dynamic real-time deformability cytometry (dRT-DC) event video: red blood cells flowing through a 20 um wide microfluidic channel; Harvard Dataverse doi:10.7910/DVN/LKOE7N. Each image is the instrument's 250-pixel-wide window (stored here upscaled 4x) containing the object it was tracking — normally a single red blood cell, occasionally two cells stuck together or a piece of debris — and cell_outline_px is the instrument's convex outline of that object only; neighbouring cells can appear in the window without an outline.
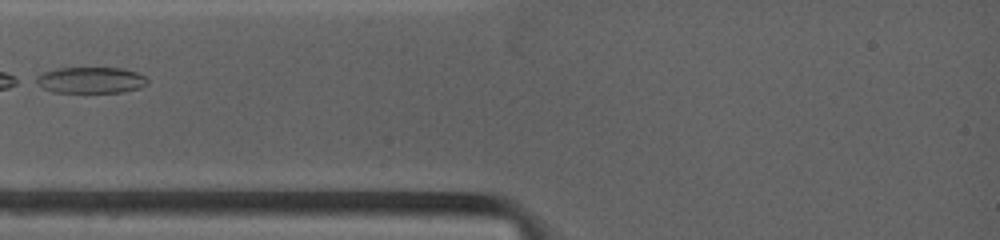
{"species": "common noctule bat (a hibernating species)", "species_latin": "Nyctalus noctula", "temperature_condition": "warm", "stored_images_in_passage": 27, "camera_frame_rate_fps": 4500, "um_per_image_px": 0.085, "animal": {"sex": "female", "body_mass_g": 19.0, "forearm_length_mm": 53.3}, "frame": {"image": 1, "passage_image": 1, "time_ms": 0.0, "image_size_px": [1000, 240], "cell_outline_px": [[148, 84], [140, 88], [124, 92], [52, 92], [28, 80], [44, 72], [56, 68], [124, 68], [136, 72], [144, 76], [148, 80]], "centroid_in_image_um": [7.66, 6.81], "position_along_channel_um": 77.3, "area_um2": 17.28}}